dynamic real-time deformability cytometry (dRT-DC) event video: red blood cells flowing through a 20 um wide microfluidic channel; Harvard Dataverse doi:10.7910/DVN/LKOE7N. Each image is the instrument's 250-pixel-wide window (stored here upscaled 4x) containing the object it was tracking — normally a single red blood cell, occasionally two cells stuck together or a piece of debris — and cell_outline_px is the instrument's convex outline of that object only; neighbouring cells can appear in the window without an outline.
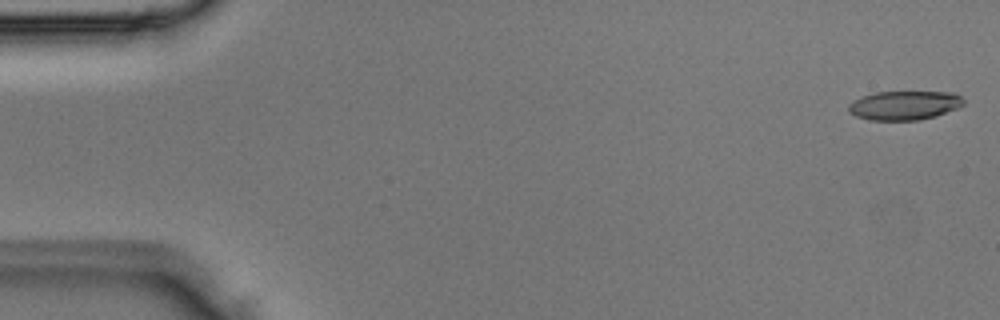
{"species": "Egyptian fruit bat (a non-hibernating species)", "species_latin": "Rousettus aegyptiacus", "temperature_condition": "room temperature", "stored_images_in_passage": 4, "camera_frame_rate_fps": 3000, "um_per_image_px": 0.085, "animal": {"sex": "male"}, "frame": {"image": 1, "passage_image": 1, "time_ms": 0.0, "image_size_px": [1000, 320], "cell_outline_px": [[964, 104], [956, 108], [936, 116], [920, 120], [872, 120], [856, 116], [848, 112], [848, 104], [864, 96], [876, 92], [956, 92], [964, 100]], "centroid_in_image_um": [76.89, 8.95], "position_along_channel_um": 8.1, "area_um2": 19.36}}
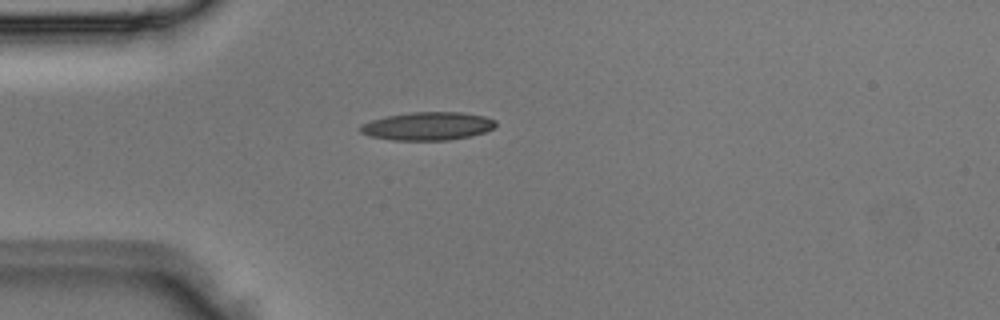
{"frame": {"image": 2, "passage_image": 4, "time_ms": 1.0, "image_size_px": [1000, 320], "cell_outline_px": [[496, 124], [492, 128], [484, 132], [472, 136], [448, 140], [392, 140], [368, 136], [360, 132], [360, 124], [372, 120], [388, 116], [412, 112], [464, 112], [484, 116], [496, 120]], "centroid_in_image_um": [36.35, 10.72], "position_along_channel_um": 48.6, "area_um2": 22.25}}